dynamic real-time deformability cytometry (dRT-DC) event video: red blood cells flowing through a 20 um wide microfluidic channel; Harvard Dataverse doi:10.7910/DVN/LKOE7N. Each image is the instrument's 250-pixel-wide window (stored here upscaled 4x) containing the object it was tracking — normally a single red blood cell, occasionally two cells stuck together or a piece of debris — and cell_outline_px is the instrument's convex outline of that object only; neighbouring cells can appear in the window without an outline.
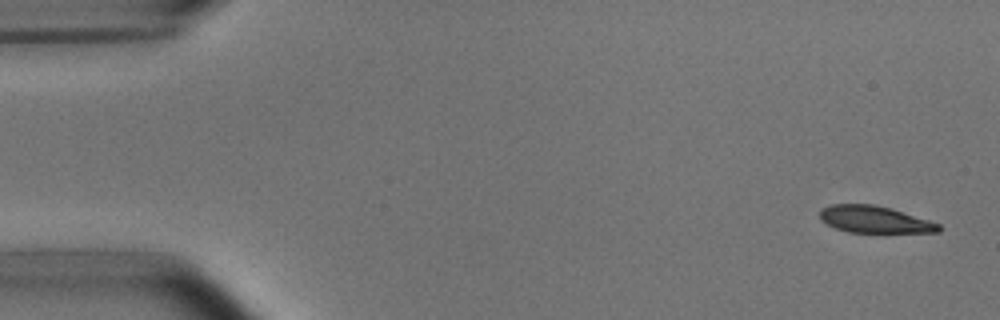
{"species": "common noctule bat (a hibernating species)", "species_latin": "Nyctalus noctula", "temperature_condition": "room temperature", "stored_images_in_passage": 4, "camera_frame_rate_fps": 3000, "um_per_image_px": 0.085, "animal": {"sex": "male", "body_mass_g": 15.6}, "frame": {"image": 1, "passage_image": 1, "time_ms": 0.0, "image_size_px": [1000, 320], "cell_outline_px": [[940, 232], [848, 232], [836, 228], [820, 220], [820, 208], [828, 204], [872, 204], [892, 208], [940, 224]], "centroid_in_image_um": [74.29, 18.64], "position_along_channel_um": 10.7, "area_um2": 18.61}}
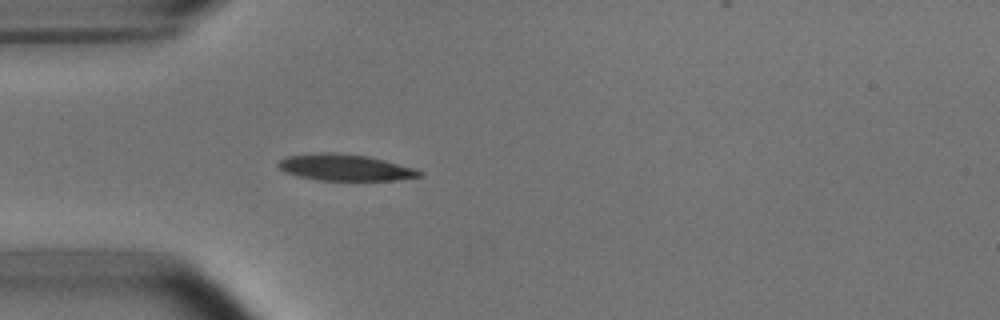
{"frame": {"image": 2, "passage_image": 4, "time_ms": 4.333, "image_size_px": [1000, 320], "cell_outline_px": [[424, 176], [396, 180], [316, 180], [296, 176], [284, 172], [276, 164], [280, 160], [288, 156], [324, 152], [368, 156], [384, 160], [412, 168], [424, 172]], "centroid_in_image_um": [29.32, 14.25], "position_along_channel_um": 55.7, "area_um2": 21.56}}